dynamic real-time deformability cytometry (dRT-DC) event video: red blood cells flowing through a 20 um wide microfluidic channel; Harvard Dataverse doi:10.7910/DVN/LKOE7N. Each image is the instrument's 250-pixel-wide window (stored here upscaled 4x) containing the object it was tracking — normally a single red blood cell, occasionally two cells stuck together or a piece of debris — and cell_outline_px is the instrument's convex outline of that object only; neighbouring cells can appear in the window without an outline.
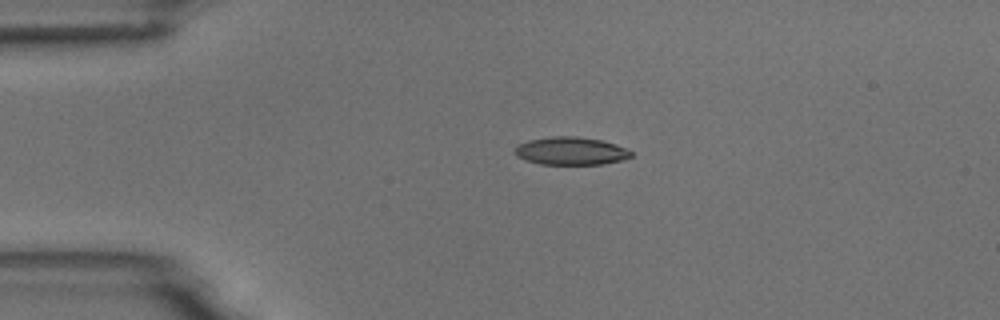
{"species": "common noctule bat (a hibernating species)", "species_latin": "Nyctalus noctula", "temperature_condition": "room temperature", "stored_images_in_passage": 4, "camera_frame_rate_fps": 3000, "um_per_image_px": 0.085, "animal": {"sex": "male", "body_mass_g": 18.8}, "frame": {"image": 1, "passage_image": 2, "time_ms": 1.333, "image_size_px": [1000, 320], "cell_outline_px": [[632, 156], [620, 160], [604, 164], [540, 164], [516, 156], [516, 148], [520, 144], [528, 140], [552, 136], [576, 136], [600, 140], [616, 144], [632, 152]], "centroid_in_image_um": [48.53, 12.83], "position_along_channel_um": 36.5, "area_um2": 18.61}}
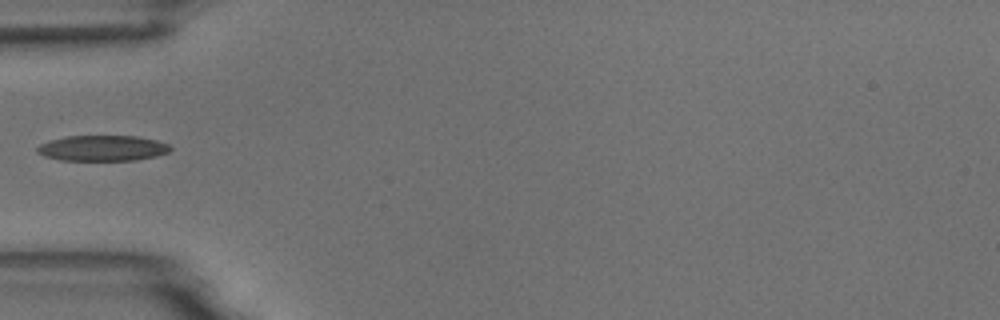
{"frame": {"image": 2, "passage_image": 4, "time_ms": 3.333, "image_size_px": [1000, 320], "cell_outline_px": [[172, 148], [168, 152], [156, 156], [136, 160], [60, 160], [44, 156], [36, 152], [36, 148], [40, 144], [48, 140], [68, 136], [136, 136], [156, 140], [168, 144]], "centroid_in_image_um": [8.69, 12.59], "position_along_channel_um": 76.3, "area_um2": 19.88}}